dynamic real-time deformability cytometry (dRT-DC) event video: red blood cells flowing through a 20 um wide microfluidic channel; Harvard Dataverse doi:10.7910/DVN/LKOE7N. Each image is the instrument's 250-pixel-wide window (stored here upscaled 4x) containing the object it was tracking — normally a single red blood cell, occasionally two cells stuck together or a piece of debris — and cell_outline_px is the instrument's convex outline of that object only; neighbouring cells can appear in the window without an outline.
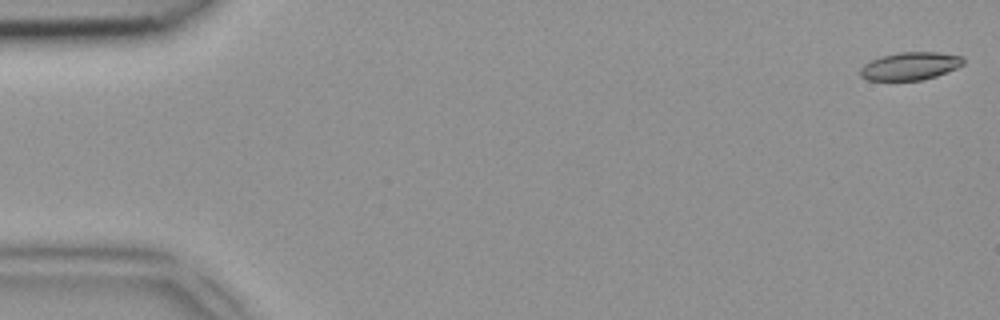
{"species": "common noctule bat (a hibernating species)", "species_latin": "Nyctalus noctula", "temperature_condition": "room temperature", "stored_images_in_passage": 47, "camera_frame_rate_fps": 3000, "um_per_image_px": 0.085, "animal": {"sex": "female", "body_mass_g": 18.4}, "frame": {"image": 1, "passage_image": 1, "time_ms": 0.0, "image_size_px": [1000, 320], "cell_outline_px": [[964, 64], [956, 68], [936, 76], [924, 80], [868, 80], [860, 76], [860, 68], [864, 64], [880, 56], [900, 52], [936, 52], [964, 56]], "centroid_in_image_um": [77.37, 5.61], "position_along_channel_um": 7.6, "area_um2": 16.76}}
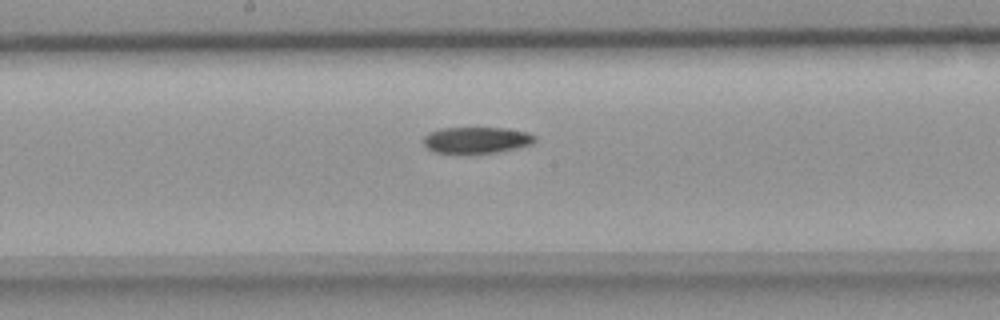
{"frame": {"image": 2, "passage_image": 25, "time_ms": 8.0, "image_size_px": [1000, 320], "cell_outline_px": [[536, 140], [532, 144], [516, 148], [496, 152], [464, 156], [432, 152], [424, 144], [424, 136], [428, 132], [440, 128], [504, 128], [528, 132], [536, 136]], "centroid_in_image_um": [40.46, 11.94], "position_along_channel_um": 207.7, "area_um2": 17.8}}
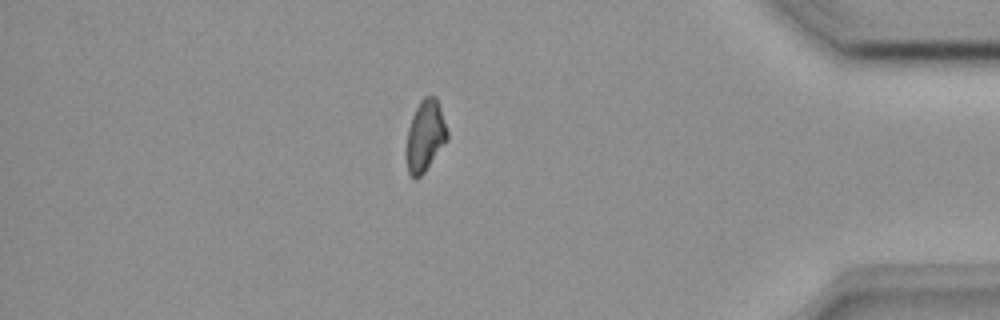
{"frame": {"image": 3, "passage_image": 41, "time_ms": 13.333, "image_size_px": [1000, 320], "cell_outline_px": [[448, 140], [424, 172], [420, 176], [412, 176], [408, 172], [404, 156], [404, 148], [408, 128], [412, 116], [420, 100], [424, 96], [436, 96], [448, 132]], "centroid_in_image_um": [36.11, 11.56], "position_along_channel_um": 399.1, "area_um2": 17.22}}